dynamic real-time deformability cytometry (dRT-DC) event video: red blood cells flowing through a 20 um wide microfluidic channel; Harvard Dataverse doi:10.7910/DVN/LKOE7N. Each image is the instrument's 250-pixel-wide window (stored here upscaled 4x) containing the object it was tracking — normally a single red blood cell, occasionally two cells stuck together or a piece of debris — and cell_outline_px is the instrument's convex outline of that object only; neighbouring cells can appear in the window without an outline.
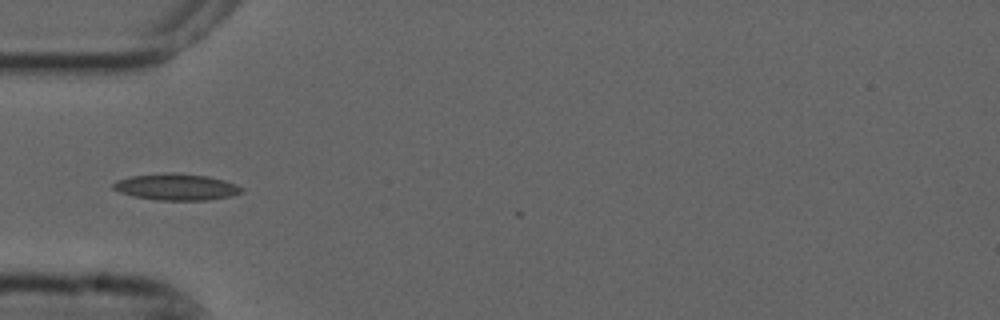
{"species": "common noctule bat (a hibernating species)", "species_latin": "Nyctalus noctula", "temperature_condition": "cold", "stored_images_in_passage": 4, "camera_frame_rate_fps": 3000, "um_per_image_px": 0.085, "animal": {"sex": "male", "forearm_length_mm": 52.5}, "frame": {"image": 1, "passage_image": 3, "time_ms": 0.667, "image_size_px": [1000, 320], "cell_outline_px": [[244, 192], [232, 196], [208, 200], [156, 200], [132, 196], [120, 192], [112, 188], [112, 184], [116, 180], [132, 176], [168, 172], [172, 172], [208, 176], [224, 180], [236, 184], [244, 188]], "centroid_in_image_um": [15.01, 15.89], "position_along_channel_um": 70.0, "area_um2": 20.0}}